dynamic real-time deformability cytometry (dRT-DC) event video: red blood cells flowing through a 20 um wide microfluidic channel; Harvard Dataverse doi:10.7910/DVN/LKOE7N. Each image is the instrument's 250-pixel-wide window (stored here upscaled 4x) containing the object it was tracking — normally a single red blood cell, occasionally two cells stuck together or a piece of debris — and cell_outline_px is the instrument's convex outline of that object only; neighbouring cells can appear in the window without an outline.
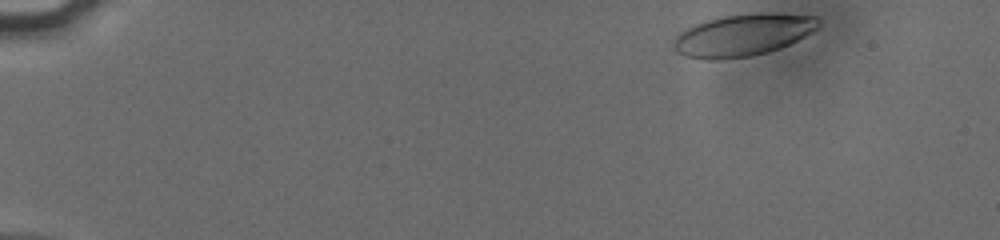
{"species": "human", "species_latin": "Homo sapiens", "temperature_condition": "cold", "stored_images_in_passage": 49, "camera_frame_rate_fps": 3000, "um_per_image_px": 0.085, "donor": {"sex": "male"}, "frame": {"image": 1, "passage_image": 1, "time_ms": 0.0, "image_size_px": [1000, 240], "cell_outline_px": [[820, 24], [812, 32], [780, 48], [768, 52], [752, 56], [720, 60], [704, 60], [684, 56], [676, 52], [672, 48], [672, 40], [684, 28], [692, 24], [704, 20], [720, 16], [752, 12], [776, 12], [816, 16], [820, 20]], "centroid_in_image_um": [63.09, 2.96], "position_along_channel_um": 21.9, "area_um2": 36.41}}
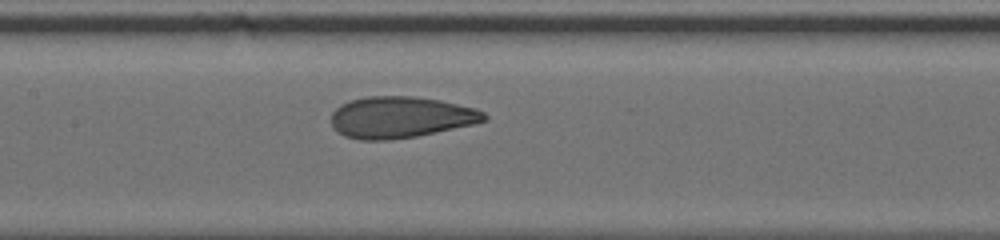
{"frame": {"image": 2, "passage_image": 23, "time_ms": 7.333, "image_size_px": [1000, 240], "cell_outline_px": [[488, 120], [472, 124], [416, 136], [388, 140], [360, 140], [344, 136], [336, 132], [332, 128], [332, 112], [340, 104], [352, 100], [368, 96], [416, 96], [440, 100], [476, 108], [484, 112], [488, 116]], "centroid_in_image_um": [34.03, 9.96], "position_along_channel_um": 173.4, "area_um2": 36.99}}
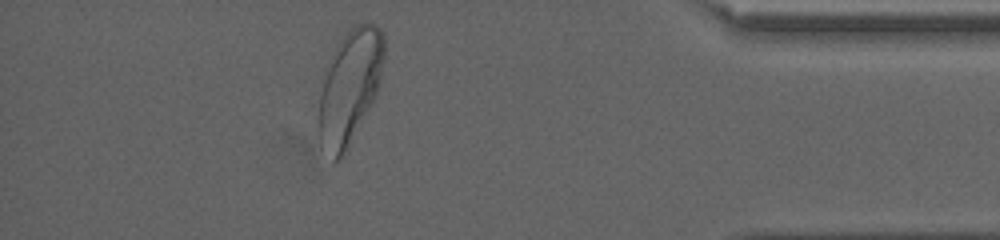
{"frame": {"image": 3, "passage_image": 44, "time_ms": 14.333, "image_size_px": [1000, 240], "cell_outline_px": [[384, 60], [376, 96], [348, 152], [340, 160], [332, 164], [316, 132], [316, 120], [320, 96], [328, 60], [332, 52], [348, 28], [356, 24], [376, 24], [380, 28], [384, 36]], "centroid_in_image_um": [29.7, 7.47], "position_along_channel_um": 405.5, "area_um2": 44.56}, "authors_computed_cell_mechanics": {"area_um2": 36.5874, "velocity_mm_per_s": 3.812, "shape_relaxation_time_tau1_ms": 3.9629, "shape_relaxation_time_tau2_ms": 0.8783, "deformation_change_tau1": 0.1539, "deformation_change_tau2": 0.0589}}